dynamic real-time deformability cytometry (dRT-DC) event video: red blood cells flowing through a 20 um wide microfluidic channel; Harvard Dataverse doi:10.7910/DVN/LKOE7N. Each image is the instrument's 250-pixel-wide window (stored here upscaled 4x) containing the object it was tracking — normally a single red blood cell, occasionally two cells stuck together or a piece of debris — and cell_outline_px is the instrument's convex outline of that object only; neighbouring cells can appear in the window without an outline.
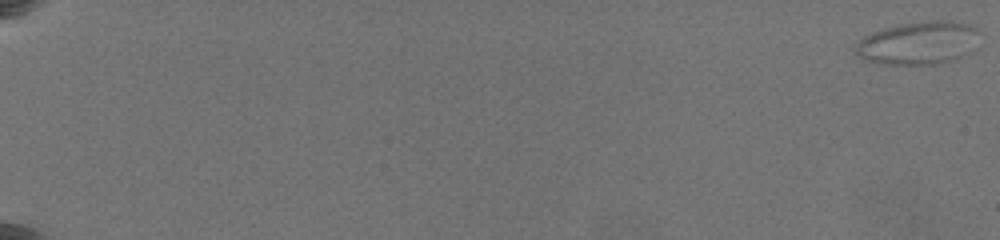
{"species": "common noctule bat (a hibernating species)", "species_latin": "Nyctalus noctula", "temperature_condition": "warm", "stored_images_in_passage": 67, "camera_frame_rate_fps": 3000, "um_per_image_px": 0.085, "animal": {"sex": "female", "body_mass_g": 19.5, "forearm_length_mm": 54.1}, "frame": {"image": 1, "passage_image": 1, "time_ms": 0.0, "image_size_px": [1000, 240], "cell_outline_px": [[980, 32], [960, 56], [956, 60], [936, 64], [876, 64], [864, 60], [856, 52], [856, 44], [864, 36], [872, 32], [884, 28], [904, 24], [932, 20], [952, 20], [968, 24], [976, 28]], "centroid_in_image_um": [77.98, 3.65], "position_along_channel_um": 7.0, "area_um2": 30.46}}
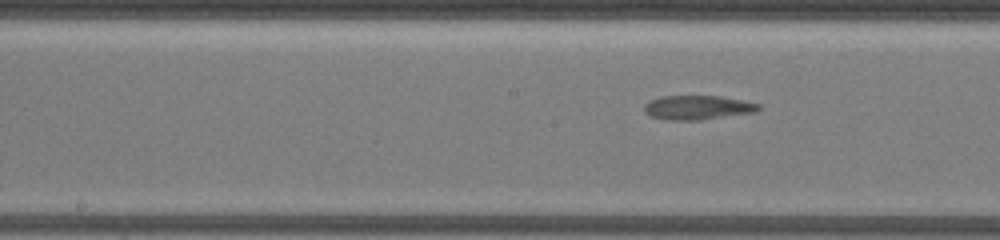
{"frame": {"image": 2, "passage_image": 39, "time_ms": 12.667, "image_size_px": [1000, 240], "cell_outline_px": [[760, 108], [756, 112], [700, 120], [668, 120], [652, 116], [644, 112], [644, 104], [648, 100], [660, 96], [720, 96], [760, 104]], "centroid_in_image_um": [59.26, 9.14], "position_along_channel_um": 188.9, "area_um2": 16.13}}
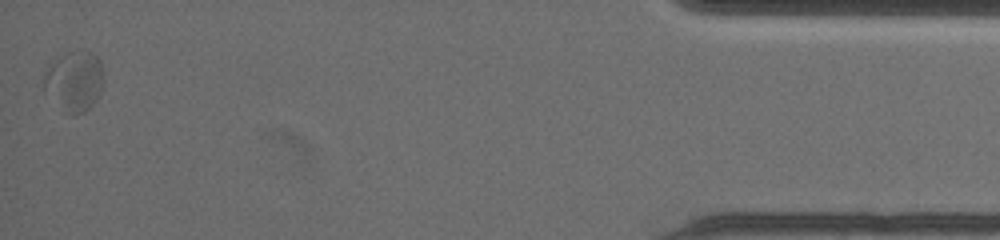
{"frame": {"image": 3, "passage_image": 67, "time_ms": 22.0, "image_size_px": [1000, 240], "cell_outline_px": [[104, 84], [96, 100], [84, 112], [72, 116], [44, 92], [44, 72], [60, 56], [68, 52], [92, 52], [100, 60], [104, 72]], "centroid_in_image_um": [6.35, 6.9], "position_along_channel_um": 428.8, "area_um2": 20.75}, "authors_computed_cell_mechanics": {"area_um2": 18.2648, "velocity_mm_per_s": 3.3556, "shape_relaxation_time_tau1_ms": 8.4906, "shape_relaxation_time_tau2_ms": 0.979, "deformation_change_tau1": 0.1555, "deformation_change_tau2": 0.0469}}